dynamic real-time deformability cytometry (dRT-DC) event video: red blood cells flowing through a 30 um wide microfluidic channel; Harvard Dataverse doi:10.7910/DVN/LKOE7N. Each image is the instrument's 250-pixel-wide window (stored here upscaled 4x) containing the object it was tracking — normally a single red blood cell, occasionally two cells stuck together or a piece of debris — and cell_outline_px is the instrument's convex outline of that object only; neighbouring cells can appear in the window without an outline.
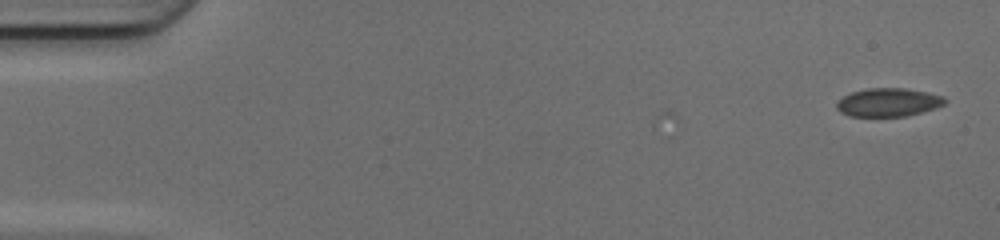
{"species": "common noctule bat (a hibernating species)", "species_latin": "Nyctalus noctula", "temperature_condition": "cold", "stored_images_in_passage": 4, "camera_frame_rate_fps": 3000, "um_per_image_px": 0.085, "animal": {"sex": "female", "body_mass_g": 17.0, "forearm_length_mm": 48.0}, "frame": {"image": 1, "passage_image": 4, "time_ms": 1.0, "image_size_px": [1000, 240], "cell_outline_px": [[948, 100], [944, 104], [936, 108], [904, 116], [848, 116], [840, 112], [836, 108], [836, 104], [844, 96], [852, 92], [868, 88], [904, 88], [944, 96]], "centroid_in_image_um": [75.5, 8.7], "position_along_channel_um": 9.5, "area_um2": 17.74}}